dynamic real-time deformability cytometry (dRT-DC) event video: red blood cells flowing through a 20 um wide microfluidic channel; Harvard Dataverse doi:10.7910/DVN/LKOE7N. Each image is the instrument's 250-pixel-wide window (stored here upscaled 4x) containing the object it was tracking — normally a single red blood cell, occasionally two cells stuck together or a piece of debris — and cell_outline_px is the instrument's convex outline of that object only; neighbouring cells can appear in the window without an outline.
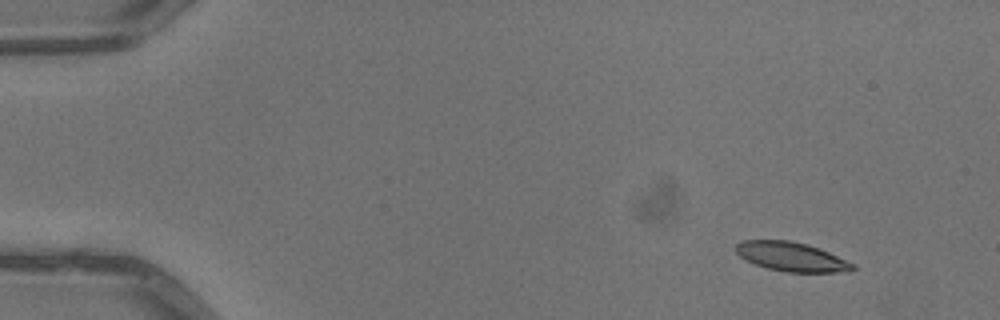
{"species": "common noctule bat (a hibernating species)", "species_latin": "Nyctalus noctula", "temperature_condition": "warm", "stored_images_in_passage": 4, "camera_frame_rate_fps": 3000, "um_per_image_px": 0.085, "animal": {"sex": "male", "body_mass_g": 13.3}, "frame": {"image": 1, "passage_image": 1, "time_ms": 0.0, "image_size_px": [1000, 320], "cell_outline_px": [[856, 268], [852, 272], [784, 272], [768, 268], [756, 264], [740, 256], [732, 248], [740, 240], [792, 240], [808, 244], [828, 252], [856, 264]], "centroid_in_image_um": [67.29, 21.81], "position_along_channel_um": 17.7, "area_um2": 20.06}}
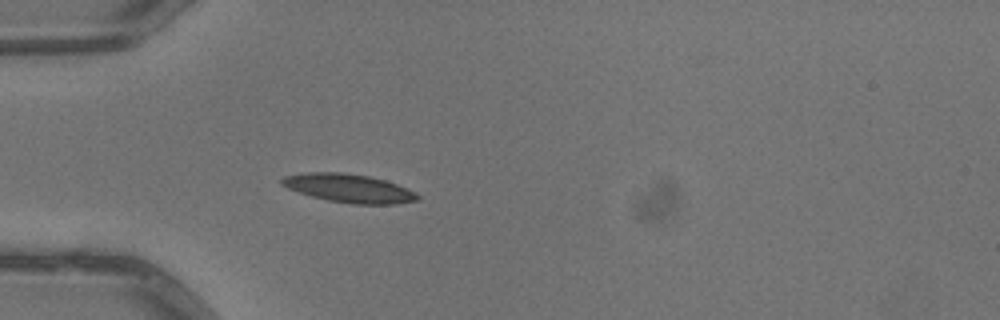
{"frame": {"image": 2, "passage_image": 4, "time_ms": 1.0, "image_size_px": [1000, 320], "cell_outline_px": [[420, 200], [396, 204], [352, 204], [328, 200], [312, 196], [288, 188], [280, 184], [280, 180], [284, 176], [308, 172], [344, 172], [368, 176], [384, 180], [396, 184], [416, 192], [420, 196]], "centroid_in_image_um": [29.68, 16.0], "position_along_channel_um": 55.3, "area_um2": 22.48}}